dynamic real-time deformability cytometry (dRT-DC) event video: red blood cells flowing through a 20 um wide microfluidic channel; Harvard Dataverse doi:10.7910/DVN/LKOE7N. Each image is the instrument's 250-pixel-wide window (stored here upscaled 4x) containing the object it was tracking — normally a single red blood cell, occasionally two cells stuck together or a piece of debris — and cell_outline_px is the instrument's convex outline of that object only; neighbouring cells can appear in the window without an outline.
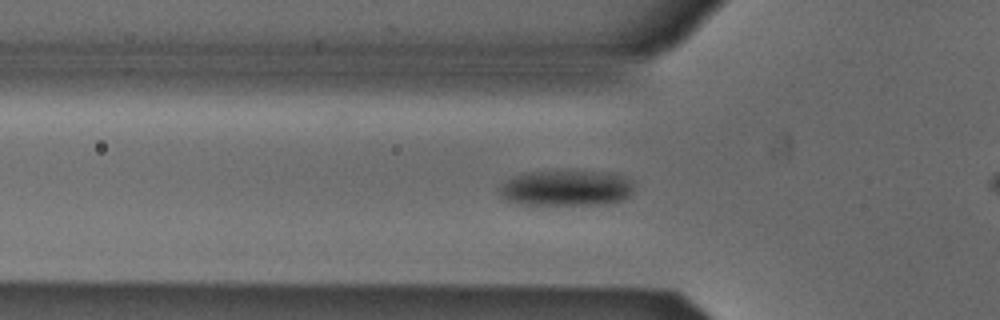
{"species": "Egyptian fruit bat (a non-hibernating species)", "species_latin": "Rousettus aegyptiacus", "temperature_condition": "cold", "stored_images_in_passage": 46, "camera_frame_rate_fps": 3000, "um_per_image_px": 0.085, "animal": {"sex": "male"}, "frame": {"image": 1, "passage_image": 17, "time_ms": 5.333, "image_size_px": [1000, 320], "cell_outline_px": [[632, 192], [624, 200], [608, 204], [520, 204], [508, 200], [500, 196], [496, 188], [508, 180], [516, 176], [532, 172], [616, 172], [632, 180]], "centroid_in_image_um": [48.17, 16.0], "position_along_channel_um": 77.6, "area_um2": 27.8}}
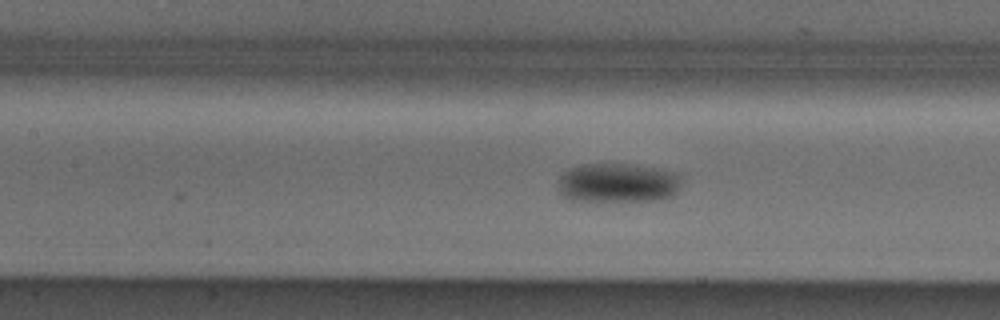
{"frame": {"image": 2, "passage_image": 23, "time_ms": 7.333, "image_size_px": [1000, 320], "cell_outline_px": [[680, 184], [676, 192], [672, 196], [656, 200], [572, 200], [564, 196], [556, 188], [560, 176], [564, 172], [572, 168], [584, 164], [636, 164], [676, 172], [680, 176]], "centroid_in_image_um": [52.51, 15.53], "position_along_channel_um": 154.9, "area_um2": 28.15}}
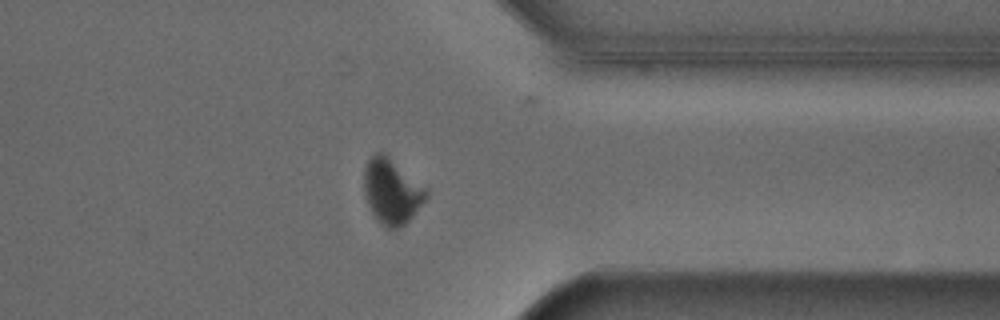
{"frame": {"image": 3, "passage_image": 41, "time_ms": 13.333, "image_size_px": [1000, 320], "cell_outline_px": [[428, 196], [412, 216], [400, 228], [388, 228], [380, 224], [376, 220], [368, 204], [364, 192], [364, 168], [368, 160], [376, 152], [384, 152], [424, 188], [428, 192]], "centroid_in_image_um": [33.26, 16.27], "position_along_channel_um": 378.1, "area_um2": 23.12}, "authors_computed_cell_mechanics": {"area_um2": 25.9233, "velocity_mm_per_s": 3.8494, "shape_relaxation_time_tau1_ms": 2.7269, "shape_relaxation_time_tau2_ms": null, "deformation_change_tau1": 0.0973, "deformation_change_tau2": null}}